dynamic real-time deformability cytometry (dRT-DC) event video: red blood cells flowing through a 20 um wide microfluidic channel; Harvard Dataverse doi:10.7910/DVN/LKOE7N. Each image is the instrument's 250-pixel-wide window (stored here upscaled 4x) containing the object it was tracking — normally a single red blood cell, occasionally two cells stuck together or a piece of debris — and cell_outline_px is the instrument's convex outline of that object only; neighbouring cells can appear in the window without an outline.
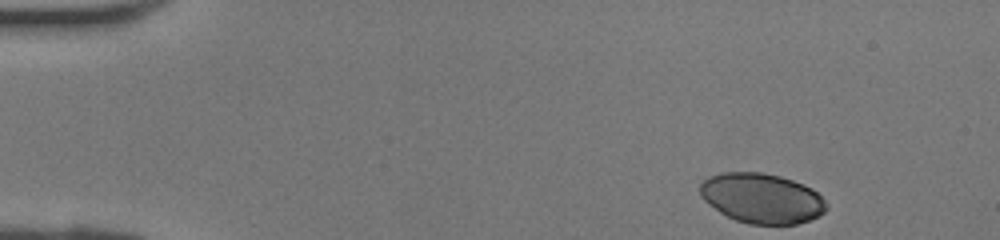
{"species": "human", "species_latin": "Homo sapiens", "temperature_condition": "room temperature", "stored_images_in_passage": 38, "camera_frame_rate_fps": 3000, "um_per_image_px": 0.085, "donor": {"sex": "female"}, "frame": {"image": 1, "passage_image": 1, "time_ms": 0.0, "image_size_px": [1000, 240], "cell_outline_px": [[828, 208], [820, 216], [796, 224], [748, 224], [736, 220], [720, 212], [704, 200], [700, 196], [700, 184], [708, 176], [720, 172], [764, 172], [780, 176], [804, 184], [812, 188], [824, 200]], "centroid_in_image_um": [64.75, 16.84], "position_along_channel_um": 20.3, "area_um2": 36.88}}
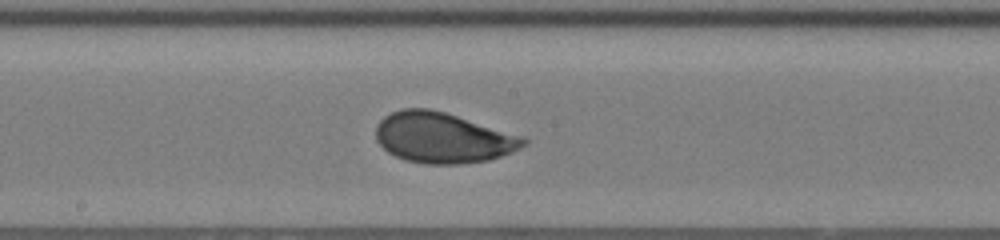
{"frame": {"image": 2, "passage_image": 19, "time_ms": 6.0, "image_size_px": [1000, 240], "cell_outline_px": [[528, 144], [512, 152], [488, 160], [460, 164], [428, 164], [404, 160], [388, 152], [376, 140], [376, 124], [384, 116], [392, 112], [404, 108], [428, 108], [444, 112], [524, 136], [528, 140]], "centroid_in_image_um": [37.64, 11.71], "position_along_channel_um": 210.6, "area_um2": 43.47}}
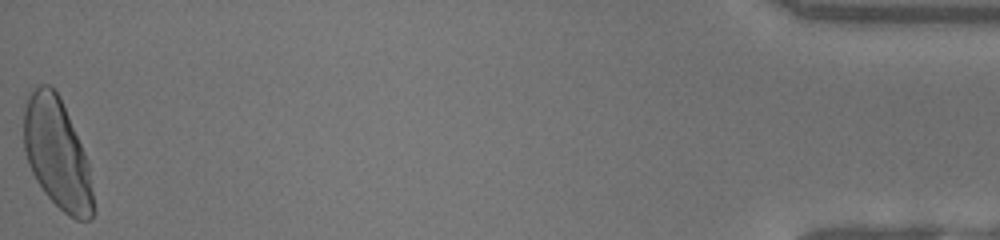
{"frame": {"image": 3, "passage_image": 38, "time_ms": 12.333, "image_size_px": [1000, 240], "cell_outline_px": [[96, 212], [92, 220], [76, 220], [68, 216], [44, 192], [36, 180], [28, 164], [24, 152], [24, 100], [28, 92], [40, 84], [48, 84], [60, 96], [84, 152], [88, 164]], "centroid_in_image_um": [4.84, 13.07], "position_along_channel_um": 430.4, "area_um2": 44.91}}